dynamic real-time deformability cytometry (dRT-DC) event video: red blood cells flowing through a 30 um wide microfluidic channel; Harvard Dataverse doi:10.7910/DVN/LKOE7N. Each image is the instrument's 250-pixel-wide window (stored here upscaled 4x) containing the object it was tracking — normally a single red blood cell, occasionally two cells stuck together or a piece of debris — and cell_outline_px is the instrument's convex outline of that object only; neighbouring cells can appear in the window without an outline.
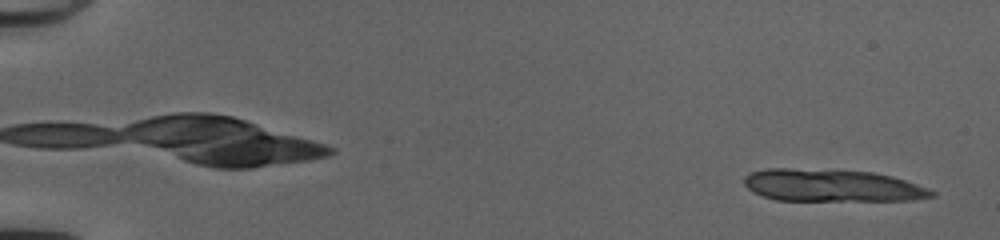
{"species": "common noctule bat (a hibernating species)", "species_latin": "Nyctalus noctula", "temperature_condition": "cold", "stored_images_in_passage": 17, "camera_frame_rate_fps": 3000, "um_per_image_px": 0.085, "animal": {"sex": "female", "body_mass_g": 20.0, "forearm_length_mm": 54.0}, "frame": {"image": 1, "passage_image": 3, "time_ms": 0.667, "image_size_px": [1000, 240], "cell_outline_px": [[936, 196], [912, 200], [776, 200], [764, 196], [748, 188], [744, 184], [744, 176], [748, 172], [768, 168], [788, 168], [872, 172], [892, 176], [928, 188], [936, 192]], "centroid_in_image_um": [70.71, 15.76], "position_along_channel_um": 14.3, "area_um2": 35.08}}